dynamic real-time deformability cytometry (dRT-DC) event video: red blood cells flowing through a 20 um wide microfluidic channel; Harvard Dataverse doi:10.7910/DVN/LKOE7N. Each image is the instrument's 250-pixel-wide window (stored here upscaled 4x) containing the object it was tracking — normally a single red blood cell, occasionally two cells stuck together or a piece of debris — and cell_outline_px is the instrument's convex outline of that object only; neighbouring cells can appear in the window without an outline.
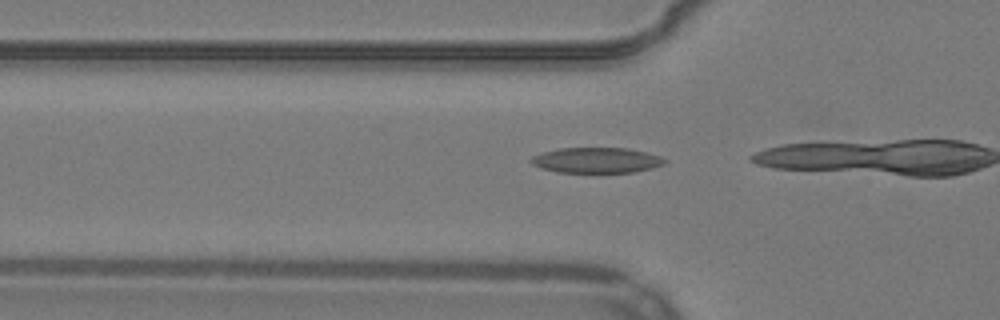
{"species": "common noctule bat (a hibernating species)", "species_latin": "Nyctalus noctula", "temperature_condition": "warm", "stored_images_in_passage": 17, "camera_frame_rate_fps": 3000, "um_per_image_px": 0.085, "animal": {"sex": "male", "body_mass_g": 19.2, "forearm_length_mm": 51.8}, "frame": {"image": 1, "passage_image": 15, "time_ms": 4.667, "image_size_px": [1000, 320], "cell_outline_px": [[668, 160], [664, 164], [652, 168], [636, 172], [556, 172], [540, 168], [532, 164], [528, 160], [532, 156], [540, 152], [560, 148], [628, 148], [648, 152], [660, 156]], "centroid_in_image_um": [50.69, 13.61], "position_along_channel_um": 75.1, "area_um2": 20.06}}